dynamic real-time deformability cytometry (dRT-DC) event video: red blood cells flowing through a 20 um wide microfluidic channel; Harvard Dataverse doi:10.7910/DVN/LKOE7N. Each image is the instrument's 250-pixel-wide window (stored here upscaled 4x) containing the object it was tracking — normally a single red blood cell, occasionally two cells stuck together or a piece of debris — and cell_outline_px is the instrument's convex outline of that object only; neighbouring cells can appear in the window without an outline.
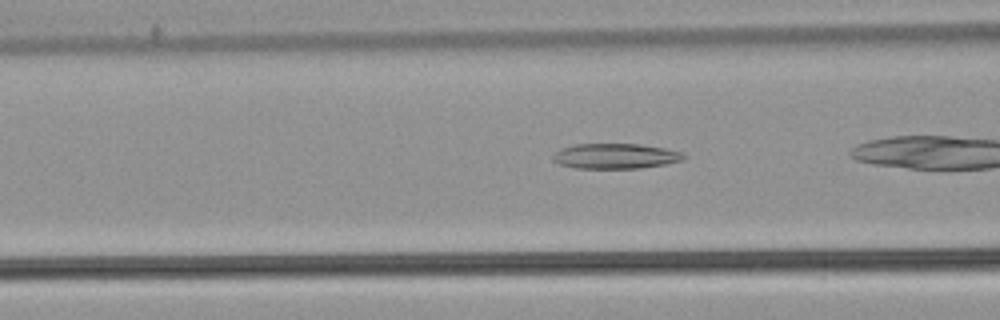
{"species": "common noctule bat (a hibernating species)", "species_latin": "Nyctalus noctula", "temperature_condition": "warm", "stored_images_in_passage": 24, "camera_frame_rate_fps": 3000, "um_per_image_px": 0.085, "animal": {"sex": "male", "body_mass_g": 21.5, "forearm_length_mm": 52.0}, "frame": {"image": 1, "passage_image": 4, "time_ms": 1.0, "image_size_px": [1000, 320], "cell_outline_px": [[688, 156], [684, 160], [664, 164], [640, 168], [576, 168], [560, 164], [552, 160], [552, 156], [560, 148], [576, 144], [640, 144], [664, 148], [680, 152]], "centroid_in_image_um": [52.31, 13.26], "position_along_channel_um": 114.3, "area_um2": 19.19}}